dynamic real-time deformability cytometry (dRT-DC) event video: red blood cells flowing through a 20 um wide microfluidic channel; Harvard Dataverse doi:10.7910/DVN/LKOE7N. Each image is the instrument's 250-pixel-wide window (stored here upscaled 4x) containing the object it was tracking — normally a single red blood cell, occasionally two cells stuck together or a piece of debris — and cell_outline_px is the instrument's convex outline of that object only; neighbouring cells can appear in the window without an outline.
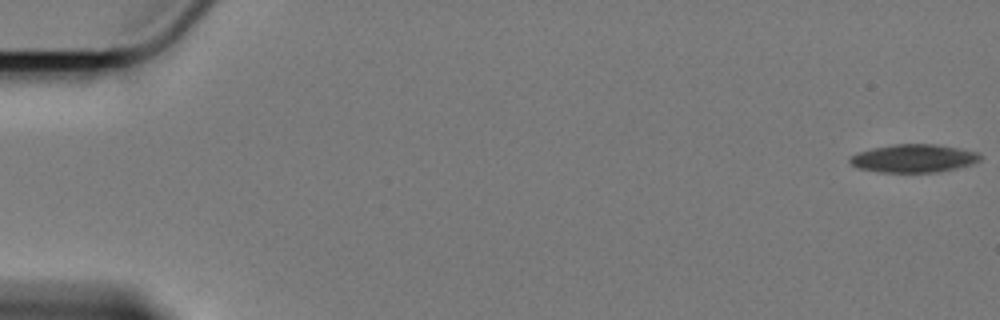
{"species": "Egyptian fruit bat (a non-hibernating species)", "species_latin": "Rousettus aegyptiacus", "temperature_condition": "cold", "stored_images_in_passage": 60, "camera_frame_rate_fps": 3000, "um_per_image_px": 0.085, "animal": {"sex": "female"}, "frame": {"image": 1, "passage_image": 1, "time_ms": 0.0, "image_size_px": [1000, 320], "cell_outline_px": [[984, 156], [980, 160], [972, 164], [956, 168], [936, 172], [876, 172], [856, 168], [848, 160], [848, 156], [872, 148], [892, 144], [936, 144], [960, 148], [980, 152]], "centroid_in_image_um": [77.67, 13.45], "position_along_channel_um": 7.3, "area_um2": 21.62}}
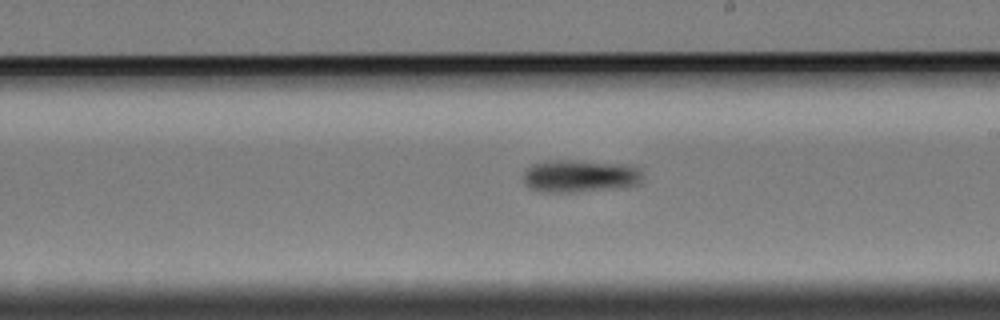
{"frame": {"image": 2, "passage_image": 35, "time_ms": 11.333, "image_size_px": [1000, 320], "cell_outline_px": [[640, 184], [624, 188], [572, 192], [540, 192], [528, 188], [524, 184], [524, 172], [532, 164], [548, 160], [580, 160], [636, 164], [640, 168]], "centroid_in_image_um": [49.33, 14.95], "position_along_channel_um": 239.7, "area_um2": 23.35}}
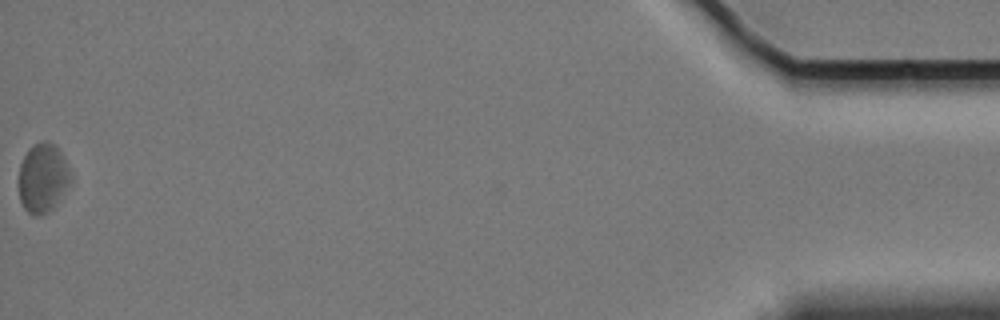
{"frame": {"image": 3, "passage_image": 60, "time_ms": 19.667, "image_size_px": [1000, 320], "cell_outline_px": [[72, 184], [56, 204], [48, 212], [40, 216], [36, 216], [28, 212], [24, 208], [20, 200], [20, 164], [28, 148], [44, 140], [56, 144], [64, 156], [72, 172]], "centroid_in_image_um": [3.7, 15.11], "position_along_channel_um": 431.5, "area_um2": 21.27}, "authors_computed_cell_mechanics": {"area_um2": 22.0507, "velocity_mm_per_s": 3.3885, "shape_relaxation_time_tau1_ms": 4.1492, "shape_relaxation_time_tau2_ms": null, "deformation_change_tau1": 0.0784, "deformation_change_tau2": null}}